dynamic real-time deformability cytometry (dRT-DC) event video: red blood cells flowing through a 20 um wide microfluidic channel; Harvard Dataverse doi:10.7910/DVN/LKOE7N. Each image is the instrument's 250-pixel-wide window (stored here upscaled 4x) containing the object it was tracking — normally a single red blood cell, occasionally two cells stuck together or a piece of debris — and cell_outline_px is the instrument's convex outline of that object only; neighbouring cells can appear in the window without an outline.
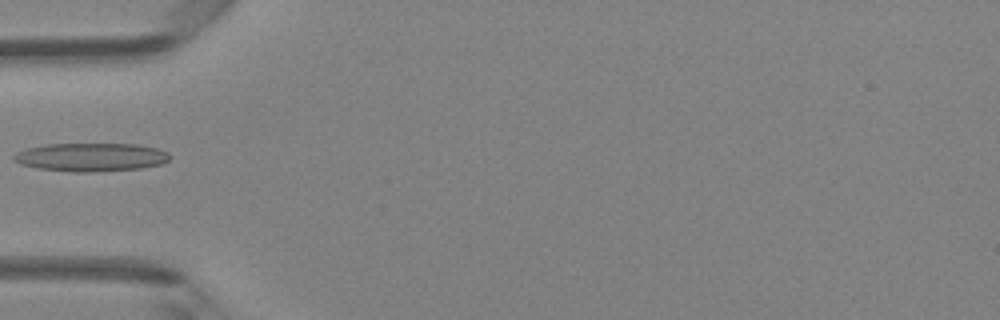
{"species": "Egyptian fruit bat (a non-hibernating species)", "species_latin": "Rousettus aegyptiacus", "temperature_condition": "room temperature", "stored_images_in_passage": 5, "camera_frame_rate_fps": 3000, "um_per_image_px": 0.085, "animal": {"sex": "female"}, "frame": {"image": 1, "passage_image": 5, "time_ms": 1.333, "image_size_px": [1000, 320], "cell_outline_px": [[172, 156], [164, 164], [140, 168], [92, 172], [72, 172], [36, 168], [20, 164], [12, 160], [12, 156], [16, 152], [24, 148], [44, 144], [136, 144], [156, 148], [168, 152]], "centroid_in_image_um": [7.7, 13.36], "position_along_channel_um": 77.3, "area_um2": 26.13}}